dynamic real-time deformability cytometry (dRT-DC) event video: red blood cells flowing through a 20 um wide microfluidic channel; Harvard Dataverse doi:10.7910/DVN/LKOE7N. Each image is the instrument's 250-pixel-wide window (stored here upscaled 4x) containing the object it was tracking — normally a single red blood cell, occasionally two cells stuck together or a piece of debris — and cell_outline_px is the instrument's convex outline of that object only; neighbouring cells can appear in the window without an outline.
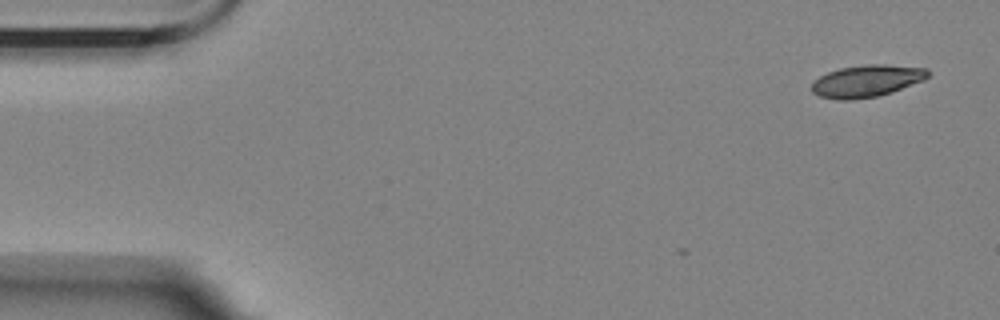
{"species": "Egyptian fruit bat (a non-hibernating species)", "species_latin": "Rousettus aegyptiacus", "temperature_condition": "room temperature", "stored_images_in_passage": 9, "camera_frame_rate_fps": 3000, "um_per_image_px": 0.085, "animal": {"sex": "female"}, "frame": {"image": 1, "passage_image": 1, "time_ms": 0.0, "image_size_px": [1000, 320], "cell_outline_px": [[928, 76], [924, 80], [892, 92], [876, 96], [852, 100], [836, 100], [820, 96], [812, 92], [812, 80], [828, 72], [840, 68], [868, 64], [884, 64], [928, 68]], "centroid_in_image_um": [73.65, 6.88], "position_along_channel_um": 11.3, "area_um2": 21.73}}